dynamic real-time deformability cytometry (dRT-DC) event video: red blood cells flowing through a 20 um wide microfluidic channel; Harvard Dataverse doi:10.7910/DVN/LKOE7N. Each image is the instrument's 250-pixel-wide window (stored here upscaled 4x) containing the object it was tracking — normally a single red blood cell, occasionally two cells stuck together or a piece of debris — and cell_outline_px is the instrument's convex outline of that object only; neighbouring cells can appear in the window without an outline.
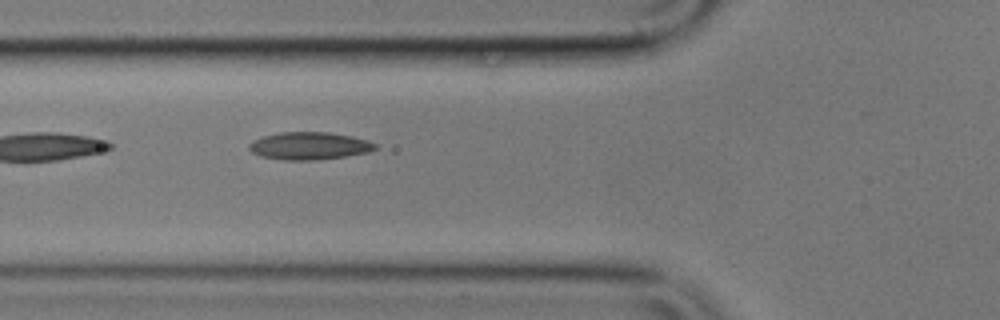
{"species": "common noctule bat (a hibernating species)", "species_latin": "Nyctalus noctula", "temperature_condition": "cold", "stored_images_in_passage": 16, "camera_frame_rate_fps": 3000, "um_per_image_px": 0.085, "animal": {"sex": "male", "body_mass_g": 17.9}, "frame": {"image": 1, "passage_image": 2, "time_ms": 0.333, "image_size_px": [1000, 320], "cell_outline_px": [[380, 148], [368, 152], [344, 156], [312, 160], [284, 160], [260, 156], [252, 152], [248, 148], [248, 144], [252, 140], [264, 136], [280, 132], [328, 132], [352, 136], [368, 140], [376, 144]], "centroid_in_image_um": [26.29, 12.39], "position_along_channel_um": 99.5, "area_um2": 20.29}}